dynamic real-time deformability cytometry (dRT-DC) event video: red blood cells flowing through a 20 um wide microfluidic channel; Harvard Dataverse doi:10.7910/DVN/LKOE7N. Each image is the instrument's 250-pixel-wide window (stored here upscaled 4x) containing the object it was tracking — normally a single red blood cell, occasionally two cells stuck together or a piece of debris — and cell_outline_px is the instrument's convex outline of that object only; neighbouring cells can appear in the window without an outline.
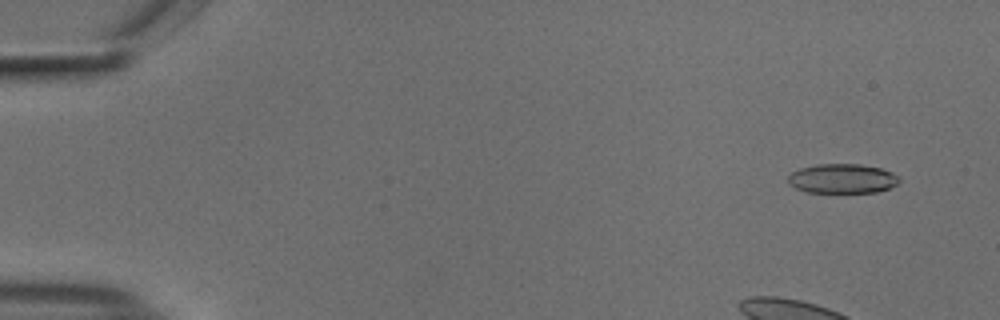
{"species": "common noctule bat (a hibernating species)", "species_latin": "Nyctalus noctula", "temperature_condition": "cold", "stored_images_in_passage": 55, "camera_frame_rate_fps": 3000, "um_per_image_px": 0.085, "animal": {"sex": "male", "body_mass_g": 18.8}, "frame": {"image": 1, "passage_image": 4, "time_ms": 1.0, "image_size_px": [1000, 320], "cell_outline_px": [[900, 180], [896, 184], [888, 188], [876, 192], [804, 192], [788, 184], [788, 176], [792, 172], [800, 168], [816, 164], [860, 164], [880, 168], [892, 172], [900, 176]], "centroid_in_image_um": [71.58, 15.17], "position_along_channel_um": 13.4, "area_um2": 19.13}}